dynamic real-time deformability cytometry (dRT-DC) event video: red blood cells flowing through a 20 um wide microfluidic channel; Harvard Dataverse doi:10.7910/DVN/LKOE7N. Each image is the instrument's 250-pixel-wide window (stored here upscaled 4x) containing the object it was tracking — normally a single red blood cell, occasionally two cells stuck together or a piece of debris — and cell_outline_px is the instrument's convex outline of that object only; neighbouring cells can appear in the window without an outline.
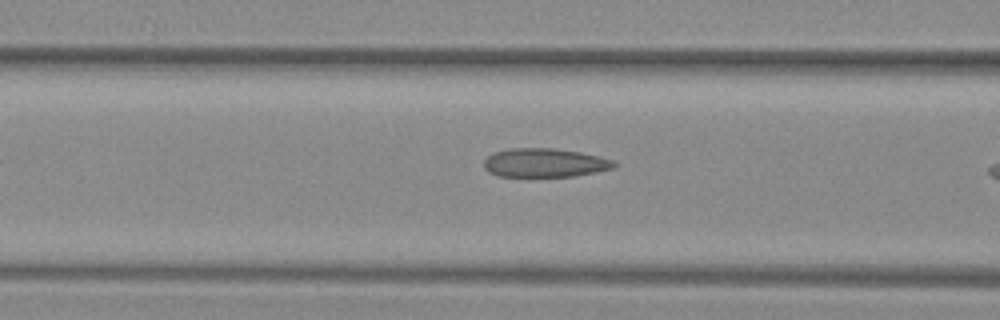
{"species": "common noctule bat (a hibernating species)", "species_latin": "Nyctalus noctula", "temperature_condition": "warm", "stored_images_in_passage": 15, "camera_frame_rate_fps": 3000, "um_per_image_px": 0.085, "animal": {"sex": "female", "body_mass_g": 29.2, "forearm_length_mm": 56.3}, "frame": {"image": 1, "passage_image": 5, "time_ms": 1.333, "image_size_px": [1000, 320], "cell_outline_px": [[616, 164], [612, 168], [596, 172], [572, 176], [496, 176], [488, 172], [484, 168], [484, 160], [492, 152], [512, 148], [556, 148], [580, 152], [600, 156], [612, 160]], "centroid_in_image_um": [46.26, 13.83], "position_along_channel_um": 120.3, "area_um2": 21.85}}
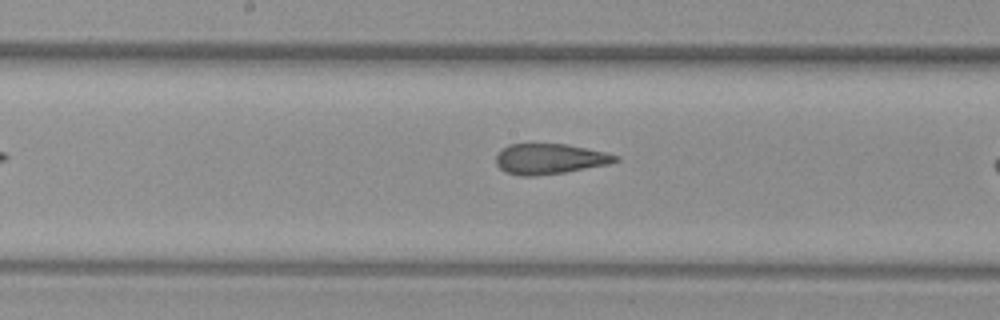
{"frame": {"image": 2, "passage_image": 11, "time_ms": 3.333, "image_size_px": [1000, 320], "cell_outline_px": [[620, 160], [608, 164], [564, 172], [536, 176], [520, 176], [504, 172], [496, 164], [496, 156], [508, 144], [568, 144], [604, 152], [620, 156]], "centroid_in_image_um": [46.72, 13.51], "position_along_channel_um": 201.5, "area_um2": 21.1}}